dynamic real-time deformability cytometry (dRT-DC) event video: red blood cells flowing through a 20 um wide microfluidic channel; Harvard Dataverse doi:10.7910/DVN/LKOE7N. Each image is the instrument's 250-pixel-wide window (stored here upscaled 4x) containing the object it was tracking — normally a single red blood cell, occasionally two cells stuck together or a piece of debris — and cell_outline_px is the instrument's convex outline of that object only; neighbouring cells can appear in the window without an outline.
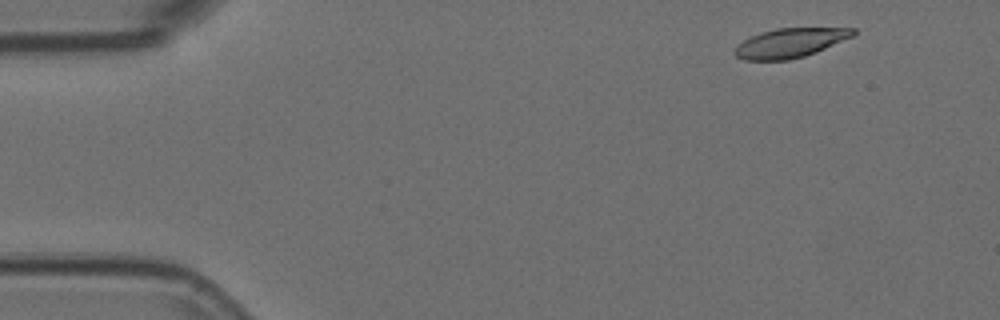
{"species": "Egyptian fruit bat (a non-hibernating species)", "species_latin": "Rousettus aegyptiacus", "temperature_condition": "room temperature", "stored_images_in_passage": 10, "camera_frame_rate_fps": 3000, "um_per_image_px": 0.085, "animal": {"sex": "female"}, "frame": {"image": 1, "passage_image": 3, "time_ms": 0.667, "image_size_px": [1000, 320], "cell_outline_px": [[856, 32], [852, 36], [816, 52], [804, 56], [788, 60], [744, 60], [736, 56], [732, 52], [744, 40], [760, 32], [776, 28], [856, 28]], "centroid_in_image_um": [67.14, 3.65], "position_along_channel_um": 17.9, "area_um2": 20.0}}